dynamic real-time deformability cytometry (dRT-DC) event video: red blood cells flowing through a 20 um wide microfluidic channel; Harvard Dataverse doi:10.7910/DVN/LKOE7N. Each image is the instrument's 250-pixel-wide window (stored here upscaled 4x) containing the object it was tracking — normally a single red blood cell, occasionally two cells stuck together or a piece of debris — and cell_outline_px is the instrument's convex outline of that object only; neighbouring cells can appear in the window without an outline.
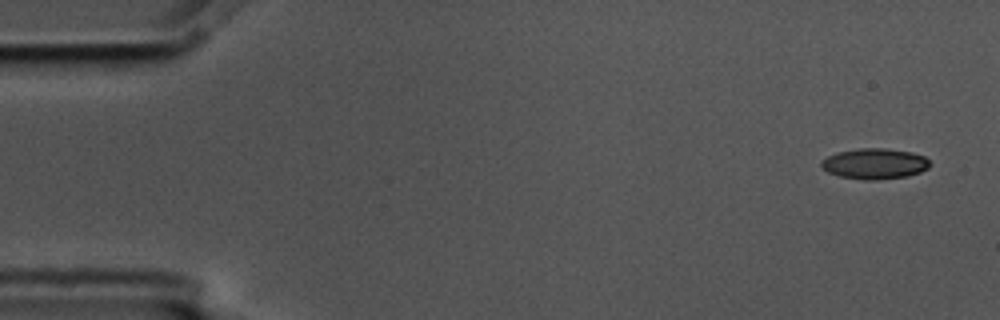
{"species": "common noctule bat (a hibernating species)", "species_latin": "Nyctalus noctula", "temperature_condition": "cold", "stored_images_in_passage": 9, "camera_frame_rate_fps": 3000, "um_per_image_px": 0.085, "animal": {"sex": "male", "body_mass_g": 17.5, "forearm_length_mm": 52.3}, "frame": {"image": 1, "passage_image": 1, "time_ms": 0.0, "image_size_px": [1000, 320], "cell_outline_px": [[932, 164], [928, 168], [920, 172], [908, 176], [876, 180], [864, 180], [840, 176], [828, 172], [820, 164], [820, 160], [836, 152], [860, 148], [884, 148], [912, 152], [924, 156]], "centroid_in_image_um": [74.35, 13.91], "position_along_channel_um": 10.6, "area_um2": 19.48}}